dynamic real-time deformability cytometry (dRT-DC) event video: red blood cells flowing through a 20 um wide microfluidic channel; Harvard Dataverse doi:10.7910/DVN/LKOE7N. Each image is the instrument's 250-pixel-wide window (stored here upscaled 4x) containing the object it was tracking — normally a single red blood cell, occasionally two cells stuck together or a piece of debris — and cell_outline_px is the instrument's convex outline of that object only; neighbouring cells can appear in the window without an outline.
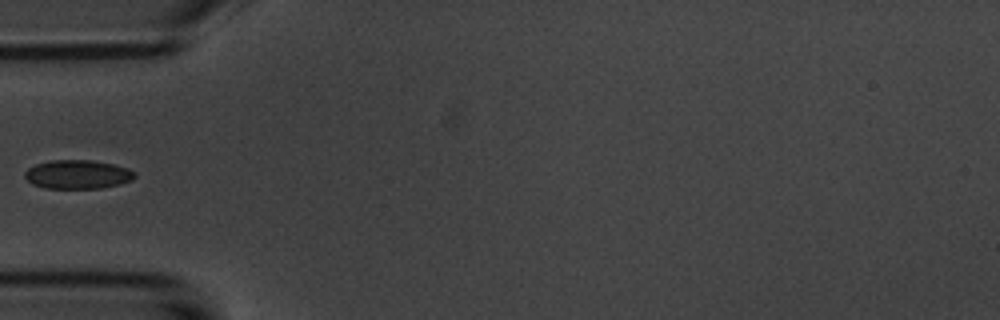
{"species": "common noctule bat (a hibernating species)", "species_latin": "Nyctalus noctula", "temperature_condition": "room temperature", "stored_images_in_passage": 5, "camera_frame_rate_fps": 3000, "um_per_image_px": 0.085, "animal": {"sex": "male", "body_mass_g": 20.1, "forearm_length_mm": 53.5}, "frame": {"image": 1, "passage_image": 5, "time_ms": 4.667, "image_size_px": [1000, 320], "cell_outline_px": [[136, 176], [132, 180], [120, 184], [100, 188], [44, 188], [32, 184], [24, 176], [24, 172], [28, 168], [36, 164], [52, 160], [92, 160], [112, 164], [128, 168], [136, 172]], "centroid_in_image_um": [6.61, 14.82], "position_along_channel_um": 78.4, "area_um2": 18.5}}